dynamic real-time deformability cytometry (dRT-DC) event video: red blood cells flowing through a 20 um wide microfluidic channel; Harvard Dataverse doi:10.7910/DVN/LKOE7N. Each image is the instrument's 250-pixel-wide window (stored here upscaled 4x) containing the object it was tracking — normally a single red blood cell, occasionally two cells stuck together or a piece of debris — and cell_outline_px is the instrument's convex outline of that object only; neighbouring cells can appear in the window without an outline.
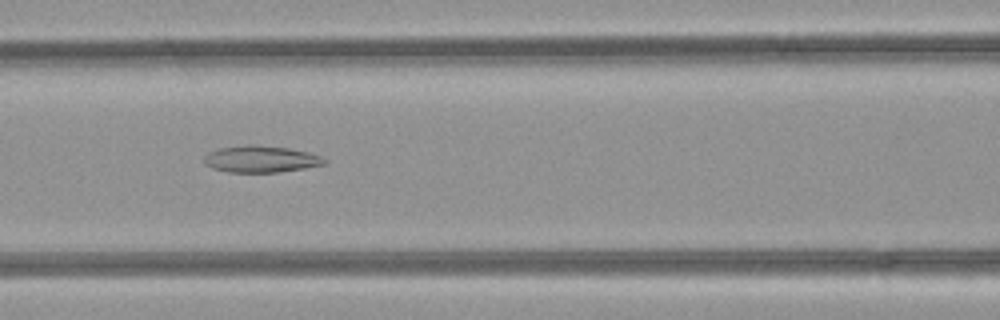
{"species": "common noctule bat (a hibernating species)", "species_latin": "Nyctalus noctula", "temperature_condition": "room temperature", "stored_images_in_passage": 31, "camera_frame_rate_fps": 3000, "um_per_image_px": 0.085, "animal": {"sex": "female", "body_mass_g": 21.9}, "frame": {"image": 1, "passage_image": 12, "time_ms": 3.667, "image_size_px": [1000, 320], "cell_outline_px": [[328, 160], [324, 164], [304, 168], [280, 172], [228, 172], [212, 168], [204, 164], [204, 156], [208, 152], [220, 148], [248, 144], [252, 144], [288, 148], [308, 152], [320, 156]], "centroid_in_image_um": [22.15, 13.52], "position_along_channel_um": 144.5, "area_um2": 18.73}}
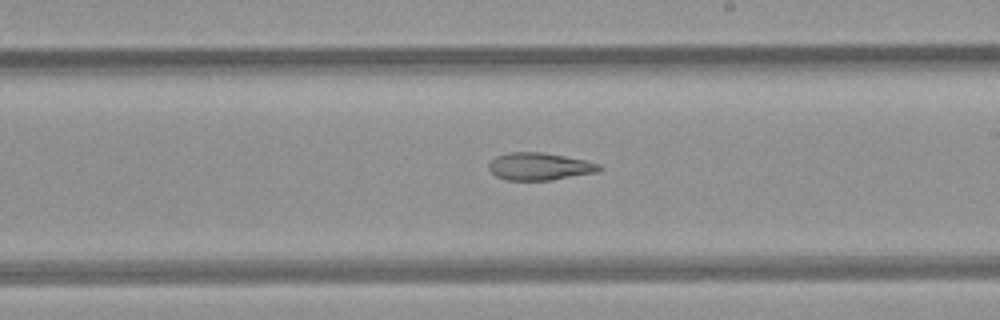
{"frame": {"image": 2, "passage_image": 19, "time_ms": 6.0, "image_size_px": [1000, 320], "cell_outline_px": [[604, 168], [596, 172], [552, 180], [504, 180], [496, 176], [488, 168], [488, 164], [496, 156], [508, 152], [540, 152], [564, 156], [584, 160], [600, 164]], "centroid_in_image_um": [45.84, 14.15], "position_along_channel_um": 243.2, "area_um2": 17.63}}
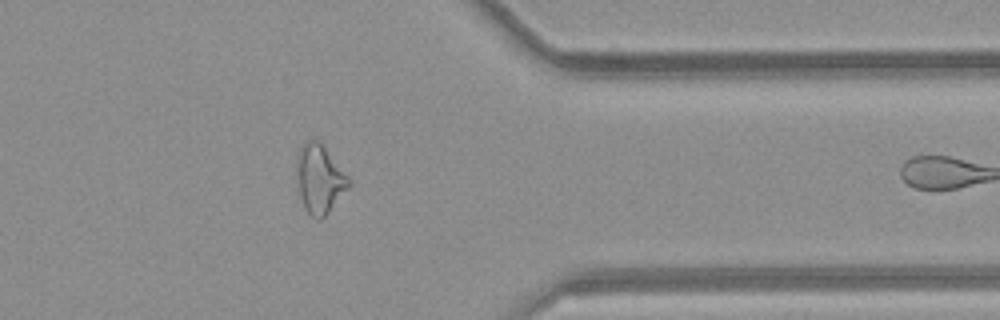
{"frame": {"image": 3, "passage_image": 30, "time_ms": 9.667, "image_size_px": [1000, 320], "cell_outline_px": [[352, 184], [328, 212], [320, 220], [316, 220], [308, 212], [300, 196], [296, 172], [296, 156], [304, 140], [312, 136], [324, 148], [352, 180]], "centroid_in_image_um": [27.15, 15.18], "position_along_channel_um": 384.2, "area_um2": 20.75}}